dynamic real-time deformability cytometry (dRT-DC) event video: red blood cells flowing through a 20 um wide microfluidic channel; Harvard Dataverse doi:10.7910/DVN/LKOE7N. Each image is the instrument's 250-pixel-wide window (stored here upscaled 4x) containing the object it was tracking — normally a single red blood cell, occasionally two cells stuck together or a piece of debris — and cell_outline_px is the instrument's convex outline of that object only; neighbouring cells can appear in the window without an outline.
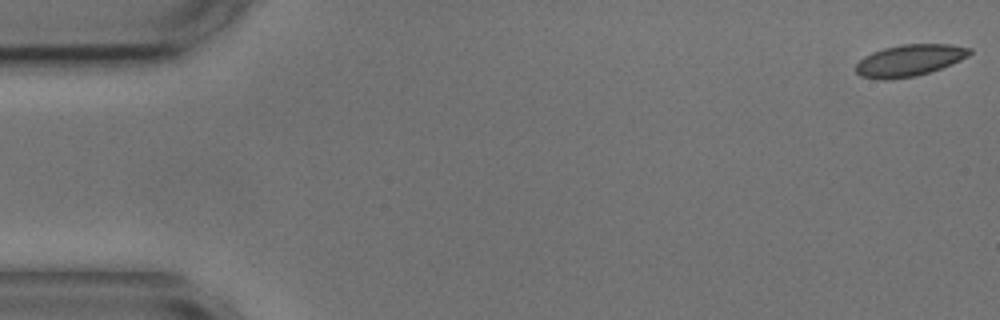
{"species": "common noctule bat (a hibernating species)", "species_latin": "Nyctalus noctula", "temperature_condition": "cold", "stored_images_in_passage": 5, "camera_frame_rate_fps": 3000, "um_per_image_px": 0.085, "animal": {"sex": "male", "body_mass_g": 17.9, "forearm_length_mm": 54.2}, "frame": {"image": 1, "passage_image": 1, "time_ms": 0.0, "image_size_px": [1000, 320], "cell_outline_px": [[972, 52], [968, 56], [952, 64], [916, 76], [888, 80], [884, 80], [860, 76], [856, 72], [856, 64], [864, 56], [872, 52], [884, 48], [904, 44], [952, 44], [972, 48]], "centroid_in_image_um": [77.31, 5.13], "position_along_channel_um": 7.7, "area_um2": 20.98}}
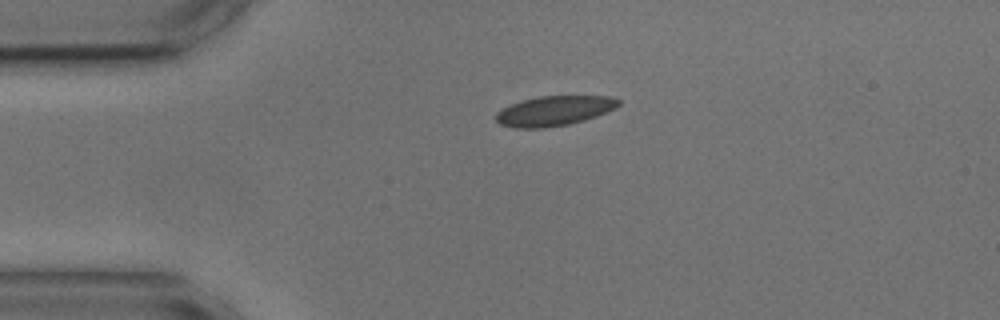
{"frame": {"image": 2, "passage_image": 4, "time_ms": 3.667, "image_size_px": [1000, 320], "cell_outline_px": [[620, 104], [616, 108], [596, 116], [584, 120], [568, 124], [544, 128], [516, 128], [500, 124], [496, 120], [496, 112], [520, 100], [540, 96], [612, 96], [620, 100]], "centroid_in_image_um": [47.12, 9.41], "position_along_channel_um": 37.9, "area_um2": 21.27}}